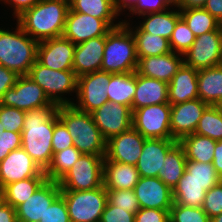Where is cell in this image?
I'll list each match as a JSON object with an SVG mask.
<instances>
[{
	"label": "cell",
	"instance_id": "cell-33",
	"mask_svg": "<svg viewBox=\"0 0 222 222\" xmlns=\"http://www.w3.org/2000/svg\"><path fill=\"white\" fill-rule=\"evenodd\" d=\"M187 159L183 147L177 143L166 155L162 169L158 172L161 179L170 189L177 185L186 170Z\"/></svg>",
	"mask_w": 222,
	"mask_h": 222
},
{
	"label": "cell",
	"instance_id": "cell-31",
	"mask_svg": "<svg viewBox=\"0 0 222 222\" xmlns=\"http://www.w3.org/2000/svg\"><path fill=\"white\" fill-rule=\"evenodd\" d=\"M198 95L208 105L222 98V65L198 70Z\"/></svg>",
	"mask_w": 222,
	"mask_h": 222
},
{
	"label": "cell",
	"instance_id": "cell-36",
	"mask_svg": "<svg viewBox=\"0 0 222 222\" xmlns=\"http://www.w3.org/2000/svg\"><path fill=\"white\" fill-rule=\"evenodd\" d=\"M81 155L82 153L75 146L54 153L50 165L44 171L47 180L59 182Z\"/></svg>",
	"mask_w": 222,
	"mask_h": 222
},
{
	"label": "cell",
	"instance_id": "cell-21",
	"mask_svg": "<svg viewBox=\"0 0 222 222\" xmlns=\"http://www.w3.org/2000/svg\"><path fill=\"white\" fill-rule=\"evenodd\" d=\"M178 143L175 139L146 138L135 165L140 177H158L167 153Z\"/></svg>",
	"mask_w": 222,
	"mask_h": 222
},
{
	"label": "cell",
	"instance_id": "cell-35",
	"mask_svg": "<svg viewBox=\"0 0 222 222\" xmlns=\"http://www.w3.org/2000/svg\"><path fill=\"white\" fill-rule=\"evenodd\" d=\"M180 16L188 28L197 37L204 33L217 30L221 24L204 8L179 9Z\"/></svg>",
	"mask_w": 222,
	"mask_h": 222
},
{
	"label": "cell",
	"instance_id": "cell-50",
	"mask_svg": "<svg viewBox=\"0 0 222 222\" xmlns=\"http://www.w3.org/2000/svg\"><path fill=\"white\" fill-rule=\"evenodd\" d=\"M169 9L161 0H138L137 5L130 11L132 15L143 16L150 13Z\"/></svg>",
	"mask_w": 222,
	"mask_h": 222
},
{
	"label": "cell",
	"instance_id": "cell-47",
	"mask_svg": "<svg viewBox=\"0 0 222 222\" xmlns=\"http://www.w3.org/2000/svg\"><path fill=\"white\" fill-rule=\"evenodd\" d=\"M22 132L4 130L0 133V162L13 150L21 148Z\"/></svg>",
	"mask_w": 222,
	"mask_h": 222
},
{
	"label": "cell",
	"instance_id": "cell-56",
	"mask_svg": "<svg viewBox=\"0 0 222 222\" xmlns=\"http://www.w3.org/2000/svg\"><path fill=\"white\" fill-rule=\"evenodd\" d=\"M113 1H114L115 10L119 14V16L122 12L124 11L126 12V10L130 12L138 3V0H113Z\"/></svg>",
	"mask_w": 222,
	"mask_h": 222
},
{
	"label": "cell",
	"instance_id": "cell-41",
	"mask_svg": "<svg viewBox=\"0 0 222 222\" xmlns=\"http://www.w3.org/2000/svg\"><path fill=\"white\" fill-rule=\"evenodd\" d=\"M170 222H210L209 216L202 207L194 208L190 206L173 203L169 211Z\"/></svg>",
	"mask_w": 222,
	"mask_h": 222
},
{
	"label": "cell",
	"instance_id": "cell-26",
	"mask_svg": "<svg viewBox=\"0 0 222 222\" xmlns=\"http://www.w3.org/2000/svg\"><path fill=\"white\" fill-rule=\"evenodd\" d=\"M169 103L168 83L142 76L136 72V90L132 111L144 106Z\"/></svg>",
	"mask_w": 222,
	"mask_h": 222
},
{
	"label": "cell",
	"instance_id": "cell-49",
	"mask_svg": "<svg viewBox=\"0 0 222 222\" xmlns=\"http://www.w3.org/2000/svg\"><path fill=\"white\" fill-rule=\"evenodd\" d=\"M169 211L155 208H140L135 214L134 222H170Z\"/></svg>",
	"mask_w": 222,
	"mask_h": 222
},
{
	"label": "cell",
	"instance_id": "cell-20",
	"mask_svg": "<svg viewBox=\"0 0 222 222\" xmlns=\"http://www.w3.org/2000/svg\"><path fill=\"white\" fill-rule=\"evenodd\" d=\"M133 190L140 208L170 210L172 207V189L158 177H140Z\"/></svg>",
	"mask_w": 222,
	"mask_h": 222
},
{
	"label": "cell",
	"instance_id": "cell-60",
	"mask_svg": "<svg viewBox=\"0 0 222 222\" xmlns=\"http://www.w3.org/2000/svg\"><path fill=\"white\" fill-rule=\"evenodd\" d=\"M220 112H222V98H220L214 105Z\"/></svg>",
	"mask_w": 222,
	"mask_h": 222
},
{
	"label": "cell",
	"instance_id": "cell-39",
	"mask_svg": "<svg viewBox=\"0 0 222 222\" xmlns=\"http://www.w3.org/2000/svg\"><path fill=\"white\" fill-rule=\"evenodd\" d=\"M186 171L189 172V177L202 184L206 191L220 182V176L212 163L187 161Z\"/></svg>",
	"mask_w": 222,
	"mask_h": 222
},
{
	"label": "cell",
	"instance_id": "cell-46",
	"mask_svg": "<svg viewBox=\"0 0 222 222\" xmlns=\"http://www.w3.org/2000/svg\"><path fill=\"white\" fill-rule=\"evenodd\" d=\"M40 222H71L66 202L61 195L47 208Z\"/></svg>",
	"mask_w": 222,
	"mask_h": 222
},
{
	"label": "cell",
	"instance_id": "cell-15",
	"mask_svg": "<svg viewBox=\"0 0 222 222\" xmlns=\"http://www.w3.org/2000/svg\"><path fill=\"white\" fill-rule=\"evenodd\" d=\"M46 176L40 166L21 147L11 151L0 162V189L26 178Z\"/></svg>",
	"mask_w": 222,
	"mask_h": 222
},
{
	"label": "cell",
	"instance_id": "cell-23",
	"mask_svg": "<svg viewBox=\"0 0 222 222\" xmlns=\"http://www.w3.org/2000/svg\"><path fill=\"white\" fill-rule=\"evenodd\" d=\"M105 48V36L89 39L75 46L73 71L76 76L100 71Z\"/></svg>",
	"mask_w": 222,
	"mask_h": 222
},
{
	"label": "cell",
	"instance_id": "cell-28",
	"mask_svg": "<svg viewBox=\"0 0 222 222\" xmlns=\"http://www.w3.org/2000/svg\"><path fill=\"white\" fill-rule=\"evenodd\" d=\"M122 21L129 27L133 34L137 58L160 56L171 52L169 40L166 38L144 32L139 26H131L128 20Z\"/></svg>",
	"mask_w": 222,
	"mask_h": 222
},
{
	"label": "cell",
	"instance_id": "cell-18",
	"mask_svg": "<svg viewBox=\"0 0 222 222\" xmlns=\"http://www.w3.org/2000/svg\"><path fill=\"white\" fill-rule=\"evenodd\" d=\"M145 139L137 130L131 127L126 132L107 140L105 157L111 161L136 165Z\"/></svg>",
	"mask_w": 222,
	"mask_h": 222
},
{
	"label": "cell",
	"instance_id": "cell-5",
	"mask_svg": "<svg viewBox=\"0 0 222 222\" xmlns=\"http://www.w3.org/2000/svg\"><path fill=\"white\" fill-rule=\"evenodd\" d=\"M137 65L135 40L129 27L122 23L112 28L105 36L100 70L112 74L131 73L136 71Z\"/></svg>",
	"mask_w": 222,
	"mask_h": 222
},
{
	"label": "cell",
	"instance_id": "cell-11",
	"mask_svg": "<svg viewBox=\"0 0 222 222\" xmlns=\"http://www.w3.org/2000/svg\"><path fill=\"white\" fill-rule=\"evenodd\" d=\"M114 21L115 19H98L69 8L62 36L77 45L95 37L106 36L112 28L123 23L118 20L114 24Z\"/></svg>",
	"mask_w": 222,
	"mask_h": 222
},
{
	"label": "cell",
	"instance_id": "cell-42",
	"mask_svg": "<svg viewBox=\"0 0 222 222\" xmlns=\"http://www.w3.org/2000/svg\"><path fill=\"white\" fill-rule=\"evenodd\" d=\"M107 201L116 207L136 214L140 209L135 192L131 190H107Z\"/></svg>",
	"mask_w": 222,
	"mask_h": 222
},
{
	"label": "cell",
	"instance_id": "cell-19",
	"mask_svg": "<svg viewBox=\"0 0 222 222\" xmlns=\"http://www.w3.org/2000/svg\"><path fill=\"white\" fill-rule=\"evenodd\" d=\"M208 106L200 98L171 105L170 130L172 137L179 141L182 137L193 134Z\"/></svg>",
	"mask_w": 222,
	"mask_h": 222
},
{
	"label": "cell",
	"instance_id": "cell-27",
	"mask_svg": "<svg viewBox=\"0 0 222 222\" xmlns=\"http://www.w3.org/2000/svg\"><path fill=\"white\" fill-rule=\"evenodd\" d=\"M170 9L171 8L161 12L143 15L142 17L145 18L142 21L140 20V24L138 26L144 32L155 36H161L169 40L177 21L181 18L179 9Z\"/></svg>",
	"mask_w": 222,
	"mask_h": 222
},
{
	"label": "cell",
	"instance_id": "cell-55",
	"mask_svg": "<svg viewBox=\"0 0 222 222\" xmlns=\"http://www.w3.org/2000/svg\"><path fill=\"white\" fill-rule=\"evenodd\" d=\"M212 164L217 174L222 177V139L216 142Z\"/></svg>",
	"mask_w": 222,
	"mask_h": 222
},
{
	"label": "cell",
	"instance_id": "cell-57",
	"mask_svg": "<svg viewBox=\"0 0 222 222\" xmlns=\"http://www.w3.org/2000/svg\"><path fill=\"white\" fill-rule=\"evenodd\" d=\"M207 0H179L178 9L203 8Z\"/></svg>",
	"mask_w": 222,
	"mask_h": 222
},
{
	"label": "cell",
	"instance_id": "cell-8",
	"mask_svg": "<svg viewBox=\"0 0 222 222\" xmlns=\"http://www.w3.org/2000/svg\"><path fill=\"white\" fill-rule=\"evenodd\" d=\"M105 155L82 154L58 182L61 190H91L103 185Z\"/></svg>",
	"mask_w": 222,
	"mask_h": 222
},
{
	"label": "cell",
	"instance_id": "cell-17",
	"mask_svg": "<svg viewBox=\"0 0 222 222\" xmlns=\"http://www.w3.org/2000/svg\"><path fill=\"white\" fill-rule=\"evenodd\" d=\"M75 46L63 36L41 41L37 61L53 70H73Z\"/></svg>",
	"mask_w": 222,
	"mask_h": 222
},
{
	"label": "cell",
	"instance_id": "cell-29",
	"mask_svg": "<svg viewBox=\"0 0 222 222\" xmlns=\"http://www.w3.org/2000/svg\"><path fill=\"white\" fill-rule=\"evenodd\" d=\"M136 90V71L131 73H110L107 91L109 102L128 106L132 111V101Z\"/></svg>",
	"mask_w": 222,
	"mask_h": 222
},
{
	"label": "cell",
	"instance_id": "cell-61",
	"mask_svg": "<svg viewBox=\"0 0 222 222\" xmlns=\"http://www.w3.org/2000/svg\"><path fill=\"white\" fill-rule=\"evenodd\" d=\"M5 202L3 191L0 189V206Z\"/></svg>",
	"mask_w": 222,
	"mask_h": 222
},
{
	"label": "cell",
	"instance_id": "cell-10",
	"mask_svg": "<svg viewBox=\"0 0 222 222\" xmlns=\"http://www.w3.org/2000/svg\"><path fill=\"white\" fill-rule=\"evenodd\" d=\"M183 61L196 70L222 65V27L197 36L183 54Z\"/></svg>",
	"mask_w": 222,
	"mask_h": 222
},
{
	"label": "cell",
	"instance_id": "cell-54",
	"mask_svg": "<svg viewBox=\"0 0 222 222\" xmlns=\"http://www.w3.org/2000/svg\"><path fill=\"white\" fill-rule=\"evenodd\" d=\"M0 222H18L15 208L6 202L0 206Z\"/></svg>",
	"mask_w": 222,
	"mask_h": 222
},
{
	"label": "cell",
	"instance_id": "cell-13",
	"mask_svg": "<svg viewBox=\"0 0 222 222\" xmlns=\"http://www.w3.org/2000/svg\"><path fill=\"white\" fill-rule=\"evenodd\" d=\"M110 82V73L95 71L78 77L76 103L77 109L91 113L108 102L107 91Z\"/></svg>",
	"mask_w": 222,
	"mask_h": 222
},
{
	"label": "cell",
	"instance_id": "cell-40",
	"mask_svg": "<svg viewBox=\"0 0 222 222\" xmlns=\"http://www.w3.org/2000/svg\"><path fill=\"white\" fill-rule=\"evenodd\" d=\"M195 38L196 36L188 28V25L182 18H180L169 39L171 51L183 55L191 47Z\"/></svg>",
	"mask_w": 222,
	"mask_h": 222
},
{
	"label": "cell",
	"instance_id": "cell-48",
	"mask_svg": "<svg viewBox=\"0 0 222 222\" xmlns=\"http://www.w3.org/2000/svg\"><path fill=\"white\" fill-rule=\"evenodd\" d=\"M135 214L111 205L108 201L99 222H134Z\"/></svg>",
	"mask_w": 222,
	"mask_h": 222
},
{
	"label": "cell",
	"instance_id": "cell-51",
	"mask_svg": "<svg viewBox=\"0 0 222 222\" xmlns=\"http://www.w3.org/2000/svg\"><path fill=\"white\" fill-rule=\"evenodd\" d=\"M18 77L19 75L15 71L0 65V99L8 89L15 85Z\"/></svg>",
	"mask_w": 222,
	"mask_h": 222
},
{
	"label": "cell",
	"instance_id": "cell-62",
	"mask_svg": "<svg viewBox=\"0 0 222 222\" xmlns=\"http://www.w3.org/2000/svg\"><path fill=\"white\" fill-rule=\"evenodd\" d=\"M4 131V126L3 124L0 122V133H2Z\"/></svg>",
	"mask_w": 222,
	"mask_h": 222
},
{
	"label": "cell",
	"instance_id": "cell-12",
	"mask_svg": "<svg viewBox=\"0 0 222 222\" xmlns=\"http://www.w3.org/2000/svg\"><path fill=\"white\" fill-rule=\"evenodd\" d=\"M0 104L25 112L42 107H58L28 75L18 77L15 85L4 93Z\"/></svg>",
	"mask_w": 222,
	"mask_h": 222
},
{
	"label": "cell",
	"instance_id": "cell-44",
	"mask_svg": "<svg viewBox=\"0 0 222 222\" xmlns=\"http://www.w3.org/2000/svg\"><path fill=\"white\" fill-rule=\"evenodd\" d=\"M73 138L65 124L58 118L57 111L54 113V130L52 136L53 154L69 148L73 145Z\"/></svg>",
	"mask_w": 222,
	"mask_h": 222
},
{
	"label": "cell",
	"instance_id": "cell-53",
	"mask_svg": "<svg viewBox=\"0 0 222 222\" xmlns=\"http://www.w3.org/2000/svg\"><path fill=\"white\" fill-rule=\"evenodd\" d=\"M203 8L222 24V0H207Z\"/></svg>",
	"mask_w": 222,
	"mask_h": 222
},
{
	"label": "cell",
	"instance_id": "cell-59",
	"mask_svg": "<svg viewBox=\"0 0 222 222\" xmlns=\"http://www.w3.org/2000/svg\"><path fill=\"white\" fill-rule=\"evenodd\" d=\"M210 222H222V213L210 218Z\"/></svg>",
	"mask_w": 222,
	"mask_h": 222
},
{
	"label": "cell",
	"instance_id": "cell-37",
	"mask_svg": "<svg viewBox=\"0 0 222 222\" xmlns=\"http://www.w3.org/2000/svg\"><path fill=\"white\" fill-rule=\"evenodd\" d=\"M72 11L80 12L98 19H117L113 0H72L69 3Z\"/></svg>",
	"mask_w": 222,
	"mask_h": 222
},
{
	"label": "cell",
	"instance_id": "cell-6",
	"mask_svg": "<svg viewBox=\"0 0 222 222\" xmlns=\"http://www.w3.org/2000/svg\"><path fill=\"white\" fill-rule=\"evenodd\" d=\"M28 76L44 90L53 104L61 106L74 103L72 99L64 97L65 93H77L78 77L73 70H53L36 60Z\"/></svg>",
	"mask_w": 222,
	"mask_h": 222
},
{
	"label": "cell",
	"instance_id": "cell-25",
	"mask_svg": "<svg viewBox=\"0 0 222 222\" xmlns=\"http://www.w3.org/2000/svg\"><path fill=\"white\" fill-rule=\"evenodd\" d=\"M139 179L140 175L135 165L104 158L103 185L106 190H131Z\"/></svg>",
	"mask_w": 222,
	"mask_h": 222
},
{
	"label": "cell",
	"instance_id": "cell-52",
	"mask_svg": "<svg viewBox=\"0 0 222 222\" xmlns=\"http://www.w3.org/2000/svg\"><path fill=\"white\" fill-rule=\"evenodd\" d=\"M4 2V4L13 7V16L17 19L19 16H21L26 10L34 7L37 3H39L41 0H0Z\"/></svg>",
	"mask_w": 222,
	"mask_h": 222
},
{
	"label": "cell",
	"instance_id": "cell-32",
	"mask_svg": "<svg viewBox=\"0 0 222 222\" xmlns=\"http://www.w3.org/2000/svg\"><path fill=\"white\" fill-rule=\"evenodd\" d=\"M216 140L196 133L182 137L178 143L183 147L187 161L212 163Z\"/></svg>",
	"mask_w": 222,
	"mask_h": 222
},
{
	"label": "cell",
	"instance_id": "cell-9",
	"mask_svg": "<svg viewBox=\"0 0 222 222\" xmlns=\"http://www.w3.org/2000/svg\"><path fill=\"white\" fill-rule=\"evenodd\" d=\"M169 103L144 106L132 111V127L144 138L174 139L170 130Z\"/></svg>",
	"mask_w": 222,
	"mask_h": 222
},
{
	"label": "cell",
	"instance_id": "cell-24",
	"mask_svg": "<svg viewBox=\"0 0 222 222\" xmlns=\"http://www.w3.org/2000/svg\"><path fill=\"white\" fill-rule=\"evenodd\" d=\"M198 70L184 63L168 83V100L170 105L198 99Z\"/></svg>",
	"mask_w": 222,
	"mask_h": 222
},
{
	"label": "cell",
	"instance_id": "cell-16",
	"mask_svg": "<svg viewBox=\"0 0 222 222\" xmlns=\"http://www.w3.org/2000/svg\"><path fill=\"white\" fill-rule=\"evenodd\" d=\"M60 195L59 183L46 180L31 197L15 208L18 222L40 221L47 208Z\"/></svg>",
	"mask_w": 222,
	"mask_h": 222
},
{
	"label": "cell",
	"instance_id": "cell-38",
	"mask_svg": "<svg viewBox=\"0 0 222 222\" xmlns=\"http://www.w3.org/2000/svg\"><path fill=\"white\" fill-rule=\"evenodd\" d=\"M213 140L222 139V112L214 105H208L202 113L195 132Z\"/></svg>",
	"mask_w": 222,
	"mask_h": 222
},
{
	"label": "cell",
	"instance_id": "cell-45",
	"mask_svg": "<svg viewBox=\"0 0 222 222\" xmlns=\"http://www.w3.org/2000/svg\"><path fill=\"white\" fill-rule=\"evenodd\" d=\"M202 209L209 218L222 213V183L219 182L214 187L206 191Z\"/></svg>",
	"mask_w": 222,
	"mask_h": 222
},
{
	"label": "cell",
	"instance_id": "cell-30",
	"mask_svg": "<svg viewBox=\"0 0 222 222\" xmlns=\"http://www.w3.org/2000/svg\"><path fill=\"white\" fill-rule=\"evenodd\" d=\"M205 195L204 186L189 177L186 170L172 190L173 203L194 208L202 207Z\"/></svg>",
	"mask_w": 222,
	"mask_h": 222
},
{
	"label": "cell",
	"instance_id": "cell-14",
	"mask_svg": "<svg viewBox=\"0 0 222 222\" xmlns=\"http://www.w3.org/2000/svg\"><path fill=\"white\" fill-rule=\"evenodd\" d=\"M91 115L106 141L132 127V111L122 104L108 101Z\"/></svg>",
	"mask_w": 222,
	"mask_h": 222
},
{
	"label": "cell",
	"instance_id": "cell-34",
	"mask_svg": "<svg viewBox=\"0 0 222 222\" xmlns=\"http://www.w3.org/2000/svg\"><path fill=\"white\" fill-rule=\"evenodd\" d=\"M46 180V176H36L6 185L2 189L5 202L16 208L31 197Z\"/></svg>",
	"mask_w": 222,
	"mask_h": 222
},
{
	"label": "cell",
	"instance_id": "cell-2",
	"mask_svg": "<svg viewBox=\"0 0 222 222\" xmlns=\"http://www.w3.org/2000/svg\"><path fill=\"white\" fill-rule=\"evenodd\" d=\"M68 10L66 0H41L16 21L31 38L41 42L63 35Z\"/></svg>",
	"mask_w": 222,
	"mask_h": 222
},
{
	"label": "cell",
	"instance_id": "cell-58",
	"mask_svg": "<svg viewBox=\"0 0 222 222\" xmlns=\"http://www.w3.org/2000/svg\"><path fill=\"white\" fill-rule=\"evenodd\" d=\"M168 8L175 6L177 8L179 0H161Z\"/></svg>",
	"mask_w": 222,
	"mask_h": 222
},
{
	"label": "cell",
	"instance_id": "cell-43",
	"mask_svg": "<svg viewBox=\"0 0 222 222\" xmlns=\"http://www.w3.org/2000/svg\"><path fill=\"white\" fill-rule=\"evenodd\" d=\"M25 115L26 112L23 110L0 104V122L4 130L22 132Z\"/></svg>",
	"mask_w": 222,
	"mask_h": 222
},
{
	"label": "cell",
	"instance_id": "cell-22",
	"mask_svg": "<svg viewBox=\"0 0 222 222\" xmlns=\"http://www.w3.org/2000/svg\"><path fill=\"white\" fill-rule=\"evenodd\" d=\"M183 63V55L171 51L160 56L138 58L136 72L169 83Z\"/></svg>",
	"mask_w": 222,
	"mask_h": 222
},
{
	"label": "cell",
	"instance_id": "cell-7",
	"mask_svg": "<svg viewBox=\"0 0 222 222\" xmlns=\"http://www.w3.org/2000/svg\"><path fill=\"white\" fill-rule=\"evenodd\" d=\"M71 222H99L107 204V190L102 185L91 190H61Z\"/></svg>",
	"mask_w": 222,
	"mask_h": 222
},
{
	"label": "cell",
	"instance_id": "cell-1",
	"mask_svg": "<svg viewBox=\"0 0 222 222\" xmlns=\"http://www.w3.org/2000/svg\"><path fill=\"white\" fill-rule=\"evenodd\" d=\"M57 107H42L26 112L21 147L45 171L53 157L52 136Z\"/></svg>",
	"mask_w": 222,
	"mask_h": 222
},
{
	"label": "cell",
	"instance_id": "cell-3",
	"mask_svg": "<svg viewBox=\"0 0 222 222\" xmlns=\"http://www.w3.org/2000/svg\"><path fill=\"white\" fill-rule=\"evenodd\" d=\"M57 115L73 138V145L82 154L106 155L107 141L94 123L91 113L73 105H61L57 107Z\"/></svg>",
	"mask_w": 222,
	"mask_h": 222
},
{
	"label": "cell",
	"instance_id": "cell-4",
	"mask_svg": "<svg viewBox=\"0 0 222 222\" xmlns=\"http://www.w3.org/2000/svg\"><path fill=\"white\" fill-rule=\"evenodd\" d=\"M16 29L0 28V65L15 71L19 76L28 75L37 60L38 44L17 22Z\"/></svg>",
	"mask_w": 222,
	"mask_h": 222
}]
</instances>
